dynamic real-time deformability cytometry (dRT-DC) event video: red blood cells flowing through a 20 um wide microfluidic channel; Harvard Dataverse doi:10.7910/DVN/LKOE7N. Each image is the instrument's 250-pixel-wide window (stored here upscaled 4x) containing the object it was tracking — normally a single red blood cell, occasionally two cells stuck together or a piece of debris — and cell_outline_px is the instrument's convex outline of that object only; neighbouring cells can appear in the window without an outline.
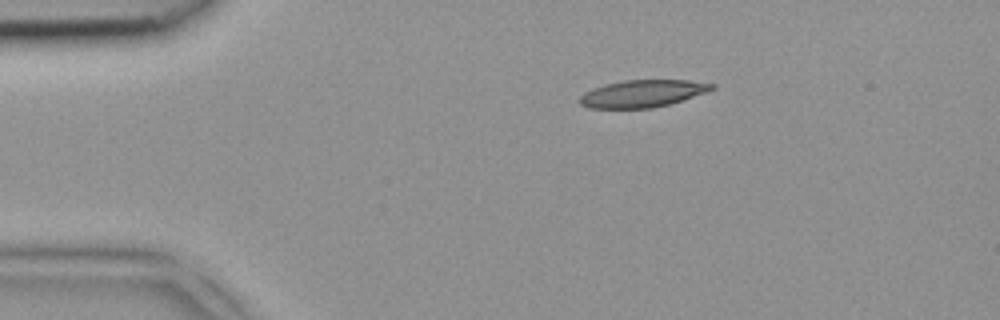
{"species": "common noctule bat (a hibernating species)", "species_latin": "Nyctalus noctula", "temperature_condition": "room temperature", "stored_images_in_passage": 2, "camera_frame_rate_fps": 3000, "um_per_image_px": 0.085, "animal": {"sex": "female", "body_mass_g": 18.4}, "frame": {"image": 1, "passage_image": 1, "time_ms": 0.0, "image_size_px": [1000, 320], "cell_outline_px": [[716, 88], [708, 92], [668, 104], [652, 108], [588, 108], [580, 104], [576, 100], [584, 92], [592, 88], [604, 84], [624, 80], [688, 80], [716, 84]], "centroid_in_image_um": [54.59, 7.95], "position_along_channel_um": 30.4, "area_um2": 21.15}}